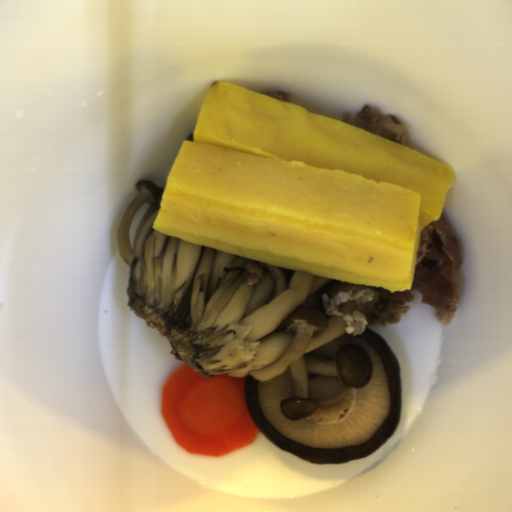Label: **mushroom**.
I'll list each match as a JSON object with an SVG mask.
<instances>
[{
	"instance_id": "1",
	"label": "mushroom",
	"mask_w": 512,
	"mask_h": 512,
	"mask_svg": "<svg viewBox=\"0 0 512 512\" xmlns=\"http://www.w3.org/2000/svg\"><path fill=\"white\" fill-rule=\"evenodd\" d=\"M349 343L370 356L371 376L349 389L333 379H309L314 414L299 420L279 410L294 393L289 366L272 380L246 377L244 400L255 426L278 448L315 464L367 458L396 432L401 412V377L396 353L375 330L350 334Z\"/></svg>"
}]
</instances>
